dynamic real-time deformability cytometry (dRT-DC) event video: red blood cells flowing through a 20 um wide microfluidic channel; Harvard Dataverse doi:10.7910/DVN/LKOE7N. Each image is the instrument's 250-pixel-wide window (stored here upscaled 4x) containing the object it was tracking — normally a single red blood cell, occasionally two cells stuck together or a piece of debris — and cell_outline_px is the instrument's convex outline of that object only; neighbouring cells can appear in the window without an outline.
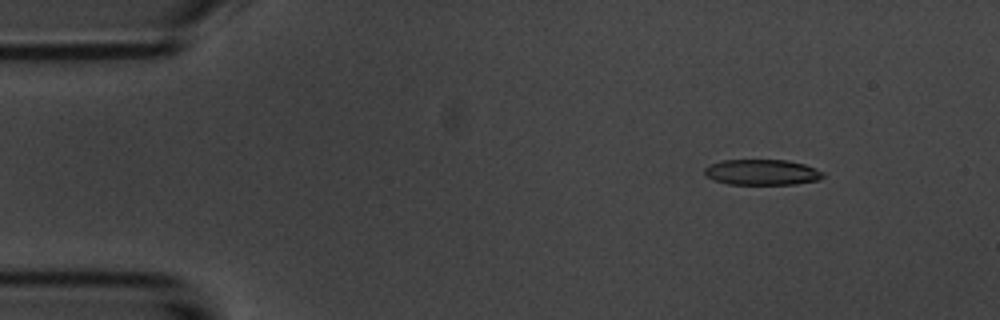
{"species": "common noctule bat (a hibernating species)", "species_latin": "Nyctalus noctula", "temperature_condition": "room temperature", "stored_images_in_passage": 6, "camera_frame_rate_fps": 3000, "um_per_image_px": 0.085, "animal": {"sex": "male", "body_mass_g": 20.1, "forearm_length_mm": 53.5}, "frame": {"image": 1, "passage_image": 1, "time_ms": 0.0, "image_size_px": [1000, 320], "cell_outline_px": [[824, 176], [820, 180], [796, 184], [728, 184], [712, 180], [704, 176], [704, 168], [712, 164], [724, 160], [788, 160], [804, 164], [824, 172]], "centroid_in_image_um": [64.77, 14.65], "position_along_channel_um": 20.2, "area_um2": 17.8}}
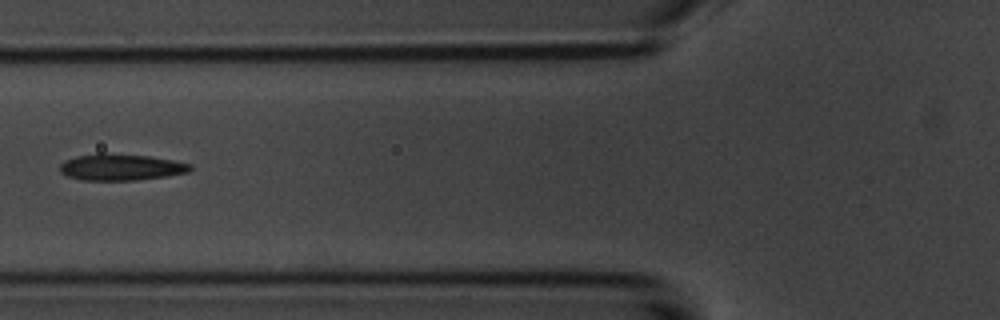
{"frame": {"image": 2, "passage_image": 5, "time_ms": 4.667, "image_size_px": [1000, 320], "cell_outline_px": [[192, 168], [188, 172], [164, 176], [136, 180], [84, 180], [68, 176], [60, 172], [60, 164], [64, 160], [76, 156], [100, 152], [104, 152], [148, 156], [172, 160], [192, 164]], "centroid_in_image_um": [10.24, 14.19], "position_along_channel_um": 115.6, "area_um2": 20.11}}
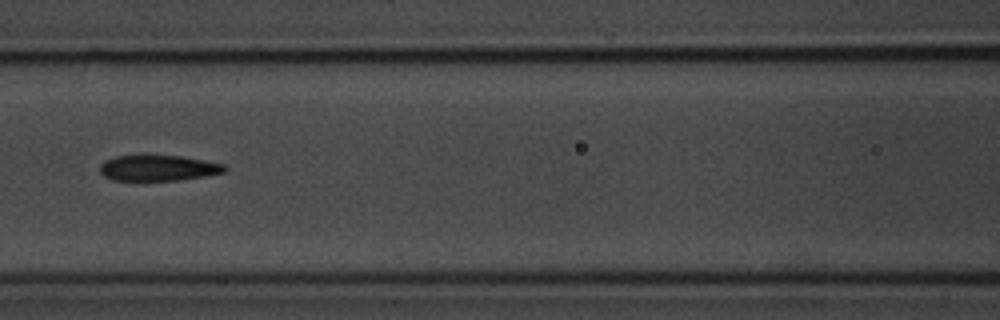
{"frame": {"image": 3, "passage_image": 6, "time_ms": 5.667, "image_size_px": [1000, 320], "cell_outline_px": [[228, 168], [224, 172], [204, 176], [176, 180], [112, 180], [104, 176], [100, 172], [100, 164], [104, 160], [116, 156], [144, 152], [180, 156], [204, 160], [224, 164]], "centroid_in_image_um": [13.39, 14.23], "position_along_channel_um": 153.2, "area_um2": 19.42}}